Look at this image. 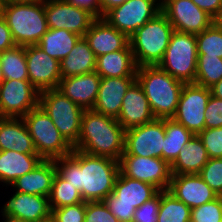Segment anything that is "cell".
I'll return each mask as SVG.
<instances>
[{
	"mask_svg": "<svg viewBox=\"0 0 222 222\" xmlns=\"http://www.w3.org/2000/svg\"><path fill=\"white\" fill-rule=\"evenodd\" d=\"M38 105L48 114L66 141L74 147L80 136L84 109L57 88L39 92Z\"/></svg>",
	"mask_w": 222,
	"mask_h": 222,
	"instance_id": "9",
	"label": "cell"
},
{
	"mask_svg": "<svg viewBox=\"0 0 222 222\" xmlns=\"http://www.w3.org/2000/svg\"><path fill=\"white\" fill-rule=\"evenodd\" d=\"M204 118L205 129L222 127V99L210 96Z\"/></svg>",
	"mask_w": 222,
	"mask_h": 222,
	"instance_id": "43",
	"label": "cell"
},
{
	"mask_svg": "<svg viewBox=\"0 0 222 222\" xmlns=\"http://www.w3.org/2000/svg\"><path fill=\"white\" fill-rule=\"evenodd\" d=\"M215 21H222V0H191Z\"/></svg>",
	"mask_w": 222,
	"mask_h": 222,
	"instance_id": "44",
	"label": "cell"
},
{
	"mask_svg": "<svg viewBox=\"0 0 222 222\" xmlns=\"http://www.w3.org/2000/svg\"><path fill=\"white\" fill-rule=\"evenodd\" d=\"M191 208L168 190L160 191L158 222H190Z\"/></svg>",
	"mask_w": 222,
	"mask_h": 222,
	"instance_id": "33",
	"label": "cell"
},
{
	"mask_svg": "<svg viewBox=\"0 0 222 222\" xmlns=\"http://www.w3.org/2000/svg\"><path fill=\"white\" fill-rule=\"evenodd\" d=\"M165 135V119L129 128L125 130L122 155L162 158Z\"/></svg>",
	"mask_w": 222,
	"mask_h": 222,
	"instance_id": "13",
	"label": "cell"
},
{
	"mask_svg": "<svg viewBox=\"0 0 222 222\" xmlns=\"http://www.w3.org/2000/svg\"><path fill=\"white\" fill-rule=\"evenodd\" d=\"M165 134L162 159L171 165L194 134L172 118L165 119Z\"/></svg>",
	"mask_w": 222,
	"mask_h": 222,
	"instance_id": "31",
	"label": "cell"
},
{
	"mask_svg": "<svg viewBox=\"0 0 222 222\" xmlns=\"http://www.w3.org/2000/svg\"><path fill=\"white\" fill-rule=\"evenodd\" d=\"M2 73L7 80H29L25 46H14L0 53Z\"/></svg>",
	"mask_w": 222,
	"mask_h": 222,
	"instance_id": "32",
	"label": "cell"
},
{
	"mask_svg": "<svg viewBox=\"0 0 222 222\" xmlns=\"http://www.w3.org/2000/svg\"><path fill=\"white\" fill-rule=\"evenodd\" d=\"M4 76H3V73H2V63H1V58H0V85L1 83L4 81Z\"/></svg>",
	"mask_w": 222,
	"mask_h": 222,
	"instance_id": "51",
	"label": "cell"
},
{
	"mask_svg": "<svg viewBox=\"0 0 222 222\" xmlns=\"http://www.w3.org/2000/svg\"><path fill=\"white\" fill-rule=\"evenodd\" d=\"M95 71L101 78L136 77L137 65L130 44L122 50L97 57Z\"/></svg>",
	"mask_w": 222,
	"mask_h": 222,
	"instance_id": "27",
	"label": "cell"
},
{
	"mask_svg": "<svg viewBox=\"0 0 222 222\" xmlns=\"http://www.w3.org/2000/svg\"><path fill=\"white\" fill-rule=\"evenodd\" d=\"M84 38L97 57L122 50L129 45V37L111 26L104 18L96 19Z\"/></svg>",
	"mask_w": 222,
	"mask_h": 222,
	"instance_id": "23",
	"label": "cell"
},
{
	"mask_svg": "<svg viewBox=\"0 0 222 222\" xmlns=\"http://www.w3.org/2000/svg\"><path fill=\"white\" fill-rule=\"evenodd\" d=\"M25 56L29 81L39 92L58 88L62 79L58 60L38 45L25 46Z\"/></svg>",
	"mask_w": 222,
	"mask_h": 222,
	"instance_id": "17",
	"label": "cell"
},
{
	"mask_svg": "<svg viewBox=\"0 0 222 222\" xmlns=\"http://www.w3.org/2000/svg\"><path fill=\"white\" fill-rule=\"evenodd\" d=\"M0 2H2V3H7V0H0Z\"/></svg>",
	"mask_w": 222,
	"mask_h": 222,
	"instance_id": "54",
	"label": "cell"
},
{
	"mask_svg": "<svg viewBox=\"0 0 222 222\" xmlns=\"http://www.w3.org/2000/svg\"><path fill=\"white\" fill-rule=\"evenodd\" d=\"M2 2H0V16H1V13H2Z\"/></svg>",
	"mask_w": 222,
	"mask_h": 222,
	"instance_id": "53",
	"label": "cell"
},
{
	"mask_svg": "<svg viewBox=\"0 0 222 222\" xmlns=\"http://www.w3.org/2000/svg\"><path fill=\"white\" fill-rule=\"evenodd\" d=\"M37 153L23 118L0 117V151Z\"/></svg>",
	"mask_w": 222,
	"mask_h": 222,
	"instance_id": "25",
	"label": "cell"
},
{
	"mask_svg": "<svg viewBox=\"0 0 222 222\" xmlns=\"http://www.w3.org/2000/svg\"><path fill=\"white\" fill-rule=\"evenodd\" d=\"M16 43L13 40L11 31L6 20L0 16V53L13 48Z\"/></svg>",
	"mask_w": 222,
	"mask_h": 222,
	"instance_id": "46",
	"label": "cell"
},
{
	"mask_svg": "<svg viewBox=\"0 0 222 222\" xmlns=\"http://www.w3.org/2000/svg\"><path fill=\"white\" fill-rule=\"evenodd\" d=\"M125 129L116 118L84 110L81 131L73 149L119 161L124 153Z\"/></svg>",
	"mask_w": 222,
	"mask_h": 222,
	"instance_id": "2",
	"label": "cell"
},
{
	"mask_svg": "<svg viewBox=\"0 0 222 222\" xmlns=\"http://www.w3.org/2000/svg\"><path fill=\"white\" fill-rule=\"evenodd\" d=\"M158 192L153 185L131 179L119 172L113 192L102 201L119 222H131L136 209Z\"/></svg>",
	"mask_w": 222,
	"mask_h": 222,
	"instance_id": "6",
	"label": "cell"
},
{
	"mask_svg": "<svg viewBox=\"0 0 222 222\" xmlns=\"http://www.w3.org/2000/svg\"><path fill=\"white\" fill-rule=\"evenodd\" d=\"M39 104V91L29 80H7L0 85V117L23 118Z\"/></svg>",
	"mask_w": 222,
	"mask_h": 222,
	"instance_id": "14",
	"label": "cell"
},
{
	"mask_svg": "<svg viewBox=\"0 0 222 222\" xmlns=\"http://www.w3.org/2000/svg\"><path fill=\"white\" fill-rule=\"evenodd\" d=\"M222 79V58L198 55L195 84L210 88Z\"/></svg>",
	"mask_w": 222,
	"mask_h": 222,
	"instance_id": "36",
	"label": "cell"
},
{
	"mask_svg": "<svg viewBox=\"0 0 222 222\" xmlns=\"http://www.w3.org/2000/svg\"><path fill=\"white\" fill-rule=\"evenodd\" d=\"M136 80L142 86L155 118H172L185 83L157 65L137 67Z\"/></svg>",
	"mask_w": 222,
	"mask_h": 222,
	"instance_id": "3",
	"label": "cell"
},
{
	"mask_svg": "<svg viewBox=\"0 0 222 222\" xmlns=\"http://www.w3.org/2000/svg\"><path fill=\"white\" fill-rule=\"evenodd\" d=\"M116 119L125 130L150 123L156 119L145 92L137 80L123 97L121 111Z\"/></svg>",
	"mask_w": 222,
	"mask_h": 222,
	"instance_id": "20",
	"label": "cell"
},
{
	"mask_svg": "<svg viewBox=\"0 0 222 222\" xmlns=\"http://www.w3.org/2000/svg\"><path fill=\"white\" fill-rule=\"evenodd\" d=\"M23 120L32 137L36 152L43 160H54L67 156L73 151V147L39 105L29 111Z\"/></svg>",
	"mask_w": 222,
	"mask_h": 222,
	"instance_id": "8",
	"label": "cell"
},
{
	"mask_svg": "<svg viewBox=\"0 0 222 222\" xmlns=\"http://www.w3.org/2000/svg\"><path fill=\"white\" fill-rule=\"evenodd\" d=\"M173 26L167 17L158 13L129 37L137 67L158 65L169 45Z\"/></svg>",
	"mask_w": 222,
	"mask_h": 222,
	"instance_id": "5",
	"label": "cell"
},
{
	"mask_svg": "<svg viewBox=\"0 0 222 222\" xmlns=\"http://www.w3.org/2000/svg\"><path fill=\"white\" fill-rule=\"evenodd\" d=\"M208 159L209 156L201 138L194 134L171 164V173L172 175L198 174Z\"/></svg>",
	"mask_w": 222,
	"mask_h": 222,
	"instance_id": "28",
	"label": "cell"
},
{
	"mask_svg": "<svg viewBox=\"0 0 222 222\" xmlns=\"http://www.w3.org/2000/svg\"><path fill=\"white\" fill-rule=\"evenodd\" d=\"M1 16L6 20L16 45H37L48 31L45 0L35 3H3Z\"/></svg>",
	"mask_w": 222,
	"mask_h": 222,
	"instance_id": "4",
	"label": "cell"
},
{
	"mask_svg": "<svg viewBox=\"0 0 222 222\" xmlns=\"http://www.w3.org/2000/svg\"><path fill=\"white\" fill-rule=\"evenodd\" d=\"M56 173L76 187L84 201H102L113 192L119 161L73 149L54 159Z\"/></svg>",
	"mask_w": 222,
	"mask_h": 222,
	"instance_id": "1",
	"label": "cell"
},
{
	"mask_svg": "<svg viewBox=\"0 0 222 222\" xmlns=\"http://www.w3.org/2000/svg\"><path fill=\"white\" fill-rule=\"evenodd\" d=\"M55 174L54 160H42L32 171L18 177L10 187L17 192L49 197Z\"/></svg>",
	"mask_w": 222,
	"mask_h": 222,
	"instance_id": "24",
	"label": "cell"
},
{
	"mask_svg": "<svg viewBox=\"0 0 222 222\" xmlns=\"http://www.w3.org/2000/svg\"><path fill=\"white\" fill-rule=\"evenodd\" d=\"M198 174L213 191L222 196V158H209Z\"/></svg>",
	"mask_w": 222,
	"mask_h": 222,
	"instance_id": "38",
	"label": "cell"
},
{
	"mask_svg": "<svg viewBox=\"0 0 222 222\" xmlns=\"http://www.w3.org/2000/svg\"><path fill=\"white\" fill-rule=\"evenodd\" d=\"M161 12V0H128L109 10L104 19L128 37Z\"/></svg>",
	"mask_w": 222,
	"mask_h": 222,
	"instance_id": "11",
	"label": "cell"
},
{
	"mask_svg": "<svg viewBox=\"0 0 222 222\" xmlns=\"http://www.w3.org/2000/svg\"><path fill=\"white\" fill-rule=\"evenodd\" d=\"M201 138L209 158H222V127L204 129Z\"/></svg>",
	"mask_w": 222,
	"mask_h": 222,
	"instance_id": "40",
	"label": "cell"
},
{
	"mask_svg": "<svg viewBox=\"0 0 222 222\" xmlns=\"http://www.w3.org/2000/svg\"><path fill=\"white\" fill-rule=\"evenodd\" d=\"M197 58L196 35L174 30L157 66L185 84L194 83Z\"/></svg>",
	"mask_w": 222,
	"mask_h": 222,
	"instance_id": "7",
	"label": "cell"
},
{
	"mask_svg": "<svg viewBox=\"0 0 222 222\" xmlns=\"http://www.w3.org/2000/svg\"><path fill=\"white\" fill-rule=\"evenodd\" d=\"M168 191L191 209L206 204L219 196L199 174L172 175Z\"/></svg>",
	"mask_w": 222,
	"mask_h": 222,
	"instance_id": "19",
	"label": "cell"
},
{
	"mask_svg": "<svg viewBox=\"0 0 222 222\" xmlns=\"http://www.w3.org/2000/svg\"><path fill=\"white\" fill-rule=\"evenodd\" d=\"M210 96V88L195 83L184 84L172 119L198 135L205 129L204 115Z\"/></svg>",
	"mask_w": 222,
	"mask_h": 222,
	"instance_id": "12",
	"label": "cell"
},
{
	"mask_svg": "<svg viewBox=\"0 0 222 222\" xmlns=\"http://www.w3.org/2000/svg\"><path fill=\"white\" fill-rule=\"evenodd\" d=\"M67 3L91 13L96 19L101 18L100 0H65Z\"/></svg>",
	"mask_w": 222,
	"mask_h": 222,
	"instance_id": "45",
	"label": "cell"
},
{
	"mask_svg": "<svg viewBox=\"0 0 222 222\" xmlns=\"http://www.w3.org/2000/svg\"><path fill=\"white\" fill-rule=\"evenodd\" d=\"M197 54L222 58V21H214L196 34Z\"/></svg>",
	"mask_w": 222,
	"mask_h": 222,
	"instance_id": "35",
	"label": "cell"
},
{
	"mask_svg": "<svg viewBox=\"0 0 222 222\" xmlns=\"http://www.w3.org/2000/svg\"><path fill=\"white\" fill-rule=\"evenodd\" d=\"M80 37L65 29L49 28L37 45L60 62L69 54Z\"/></svg>",
	"mask_w": 222,
	"mask_h": 222,
	"instance_id": "30",
	"label": "cell"
},
{
	"mask_svg": "<svg viewBox=\"0 0 222 222\" xmlns=\"http://www.w3.org/2000/svg\"><path fill=\"white\" fill-rule=\"evenodd\" d=\"M86 201L52 209L51 218L54 222H84Z\"/></svg>",
	"mask_w": 222,
	"mask_h": 222,
	"instance_id": "39",
	"label": "cell"
},
{
	"mask_svg": "<svg viewBox=\"0 0 222 222\" xmlns=\"http://www.w3.org/2000/svg\"><path fill=\"white\" fill-rule=\"evenodd\" d=\"M161 12L174 30L195 35L215 21L191 0H161Z\"/></svg>",
	"mask_w": 222,
	"mask_h": 222,
	"instance_id": "15",
	"label": "cell"
},
{
	"mask_svg": "<svg viewBox=\"0 0 222 222\" xmlns=\"http://www.w3.org/2000/svg\"><path fill=\"white\" fill-rule=\"evenodd\" d=\"M43 0H7V2L10 3H35V2H40Z\"/></svg>",
	"mask_w": 222,
	"mask_h": 222,
	"instance_id": "50",
	"label": "cell"
},
{
	"mask_svg": "<svg viewBox=\"0 0 222 222\" xmlns=\"http://www.w3.org/2000/svg\"><path fill=\"white\" fill-rule=\"evenodd\" d=\"M84 222H119L103 201H87Z\"/></svg>",
	"mask_w": 222,
	"mask_h": 222,
	"instance_id": "41",
	"label": "cell"
},
{
	"mask_svg": "<svg viewBox=\"0 0 222 222\" xmlns=\"http://www.w3.org/2000/svg\"><path fill=\"white\" fill-rule=\"evenodd\" d=\"M119 166L126 177L149 183L159 191L169 189L171 165L162 158L122 155Z\"/></svg>",
	"mask_w": 222,
	"mask_h": 222,
	"instance_id": "10",
	"label": "cell"
},
{
	"mask_svg": "<svg viewBox=\"0 0 222 222\" xmlns=\"http://www.w3.org/2000/svg\"><path fill=\"white\" fill-rule=\"evenodd\" d=\"M48 199L51 210L84 202L77 188L69 184L67 180L61 178L57 173L53 178Z\"/></svg>",
	"mask_w": 222,
	"mask_h": 222,
	"instance_id": "34",
	"label": "cell"
},
{
	"mask_svg": "<svg viewBox=\"0 0 222 222\" xmlns=\"http://www.w3.org/2000/svg\"><path fill=\"white\" fill-rule=\"evenodd\" d=\"M0 213L27 222H41L51 218L52 210L48 197L15 191Z\"/></svg>",
	"mask_w": 222,
	"mask_h": 222,
	"instance_id": "18",
	"label": "cell"
},
{
	"mask_svg": "<svg viewBox=\"0 0 222 222\" xmlns=\"http://www.w3.org/2000/svg\"><path fill=\"white\" fill-rule=\"evenodd\" d=\"M100 83V75L93 71L62 78L57 89L84 110H90L95 105Z\"/></svg>",
	"mask_w": 222,
	"mask_h": 222,
	"instance_id": "21",
	"label": "cell"
},
{
	"mask_svg": "<svg viewBox=\"0 0 222 222\" xmlns=\"http://www.w3.org/2000/svg\"><path fill=\"white\" fill-rule=\"evenodd\" d=\"M135 81L136 77L101 78L98 96L92 110L117 118L121 111L123 97Z\"/></svg>",
	"mask_w": 222,
	"mask_h": 222,
	"instance_id": "22",
	"label": "cell"
},
{
	"mask_svg": "<svg viewBox=\"0 0 222 222\" xmlns=\"http://www.w3.org/2000/svg\"><path fill=\"white\" fill-rule=\"evenodd\" d=\"M41 222H54V220L52 218H49V219H46V220L41 221Z\"/></svg>",
	"mask_w": 222,
	"mask_h": 222,
	"instance_id": "52",
	"label": "cell"
},
{
	"mask_svg": "<svg viewBox=\"0 0 222 222\" xmlns=\"http://www.w3.org/2000/svg\"><path fill=\"white\" fill-rule=\"evenodd\" d=\"M160 209V191L150 200L144 202L134 213L135 222H158Z\"/></svg>",
	"mask_w": 222,
	"mask_h": 222,
	"instance_id": "42",
	"label": "cell"
},
{
	"mask_svg": "<svg viewBox=\"0 0 222 222\" xmlns=\"http://www.w3.org/2000/svg\"><path fill=\"white\" fill-rule=\"evenodd\" d=\"M128 0H100L101 3V18L111 10L112 8L122 5L124 2Z\"/></svg>",
	"mask_w": 222,
	"mask_h": 222,
	"instance_id": "47",
	"label": "cell"
},
{
	"mask_svg": "<svg viewBox=\"0 0 222 222\" xmlns=\"http://www.w3.org/2000/svg\"><path fill=\"white\" fill-rule=\"evenodd\" d=\"M211 95L222 99V79L210 87Z\"/></svg>",
	"mask_w": 222,
	"mask_h": 222,
	"instance_id": "48",
	"label": "cell"
},
{
	"mask_svg": "<svg viewBox=\"0 0 222 222\" xmlns=\"http://www.w3.org/2000/svg\"><path fill=\"white\" fill-rule=\"evenodd\" d=\"M2 216H3L2 219H4L3 220L4 222H27V221H24L23 219L11 217L9 215H2Z\"/></svg>",
	"mask_w": 222,
	"mask_h": 222,
	"instance_id": "49",
	"label": "cell"
},
{
	"mask_svg": "<svg viewBox=\"0 0 222 222\" xmlns=\"http://www.w3.org/2000/svg\"><path fill=\"white\" fill-rule=\"evenodd\" d=\"M62 78L95 71L96 56L84 37H80L69 54L60 62Z\"/></svg>",
	"mask_w": 222,
	"mask_h": 222,
	"instance_id": "29",
	"label": "cell"
},
{
	"mask_svg": "<svg viewBox=\"0 0 222 222\" xmlns=\"http://www.w3.org/2000/svg\"><path fill=\"white\" fill-rule=\"evenodd\" d=\"M42 160L37 153L0 151V183L10 186L18 177L32 171Z\"/></svg>",
	"mask_w": 222,
	"mask_h": 222,
	"instance_id": "26",
	"label": "cell"
},
{
	"mask_svg": "<svg viewBox=\"0 0 222 222\" xmlns=\"http://www.w3.org/2000/svg\"><path fill=\"white\" fill-rule=\"evenodd\" d=\"M190 222H222V196L191 209Z\"/></svg>",
	"mask_w": 222,
	"mask_h": 222,
	"instance_id": "37",
	"label": "cell"
},
{
	"mask_svg": "<svg viewBox=\"0 0 222 222\" xmlns=\"http://www.w3.org/2000/svg\"><path fill=\"white\" fill-rule=\"evenodd\" d=\"M48 28L65 29L81 37L90 29L96 18L65 0H45Z\"/></svg>",
	"mask_w": 222,
	"mask_h": 222,
	"instance_id": "16",
	"label": "cell"
}]
</instances>
